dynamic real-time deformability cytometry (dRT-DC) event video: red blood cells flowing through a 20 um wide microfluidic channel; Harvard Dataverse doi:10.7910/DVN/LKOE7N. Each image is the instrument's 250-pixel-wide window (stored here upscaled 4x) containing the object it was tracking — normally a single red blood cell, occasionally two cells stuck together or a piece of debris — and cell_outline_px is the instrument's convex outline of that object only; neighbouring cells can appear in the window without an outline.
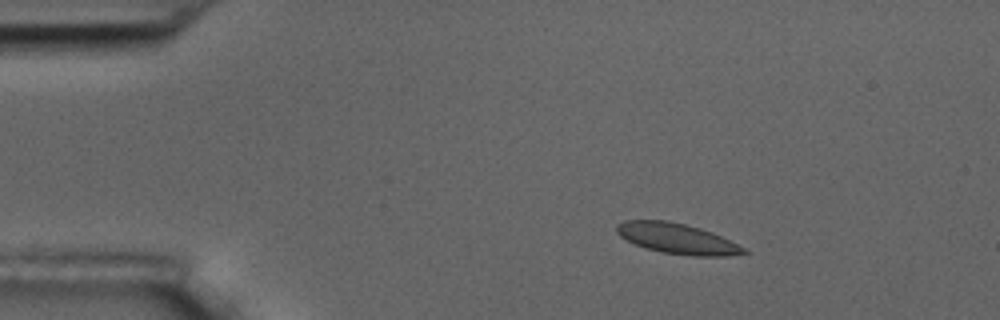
{"species": "common noctule bat (a hibernating species)", "species_latin": "Nyctalus noctula", "temperature_condition": "room temperature", "stored_images_in_passage": 5, "camera_frame_rate_fps": 3000, "um_per_image_px": 0.085, "animal": {"sex": "male", "body_mass_g": 17.5, "forearm_length_mm": 52.3}, "frame": {"image": 1, "passage_image": 3, "time_ms": 2.333, "image_size_px": [1000, 320], "cell_outline_px": [[748, 252], [728, 256], [692, 256], [660, 252], [644, 248], [620, 236], [616, 232], [616, 224], [624, 220], [668, 220], [700, 228], [712, 232], [744, 248]], "centroid_in_image_um": [57.5, 20.27], "position_along_channel_um": 27.5, "area_um2": 22.43}}